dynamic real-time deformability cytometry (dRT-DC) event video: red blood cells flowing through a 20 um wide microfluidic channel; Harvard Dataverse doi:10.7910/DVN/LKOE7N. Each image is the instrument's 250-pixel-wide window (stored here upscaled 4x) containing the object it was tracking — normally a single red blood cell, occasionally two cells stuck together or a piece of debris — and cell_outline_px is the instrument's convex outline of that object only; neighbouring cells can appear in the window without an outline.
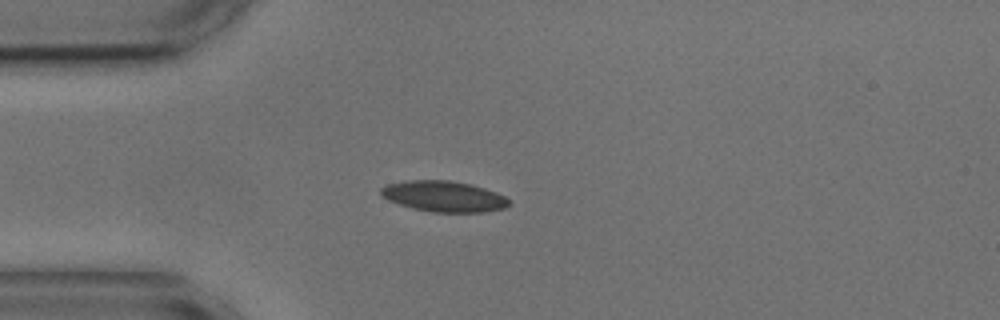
{"species": "common noctule bat (a hibernating species)", "species_latin": "Nyctalus noctula", "temperature_condition": "cold", "stored_images_in_passage": 28, "camera_frame_rate_fps": 3000, "um_per_image_px": 0.085, "animal": {"sex": "male", "body_mass_g": 17.9, "forearm_length_mm": 54.2}, "frame": {"image": 1, "passage_image": 12, "time_ms": 3.667, "image_size_px": [1000, 320], "cell_outline_px": [[512, 204], [504, 208], [484, 212], [432, 212], [412, 208], [388, 200], [380, 196], [380, 188], [388, 184], [408, 180], [448, 180], [468, 184], [484, 188], [496, 192], [504, 196]], "centroid_in_image_um": [37.7, 16.69], "position_along_channel_um": 47.3, "area_um2": 22.95}}